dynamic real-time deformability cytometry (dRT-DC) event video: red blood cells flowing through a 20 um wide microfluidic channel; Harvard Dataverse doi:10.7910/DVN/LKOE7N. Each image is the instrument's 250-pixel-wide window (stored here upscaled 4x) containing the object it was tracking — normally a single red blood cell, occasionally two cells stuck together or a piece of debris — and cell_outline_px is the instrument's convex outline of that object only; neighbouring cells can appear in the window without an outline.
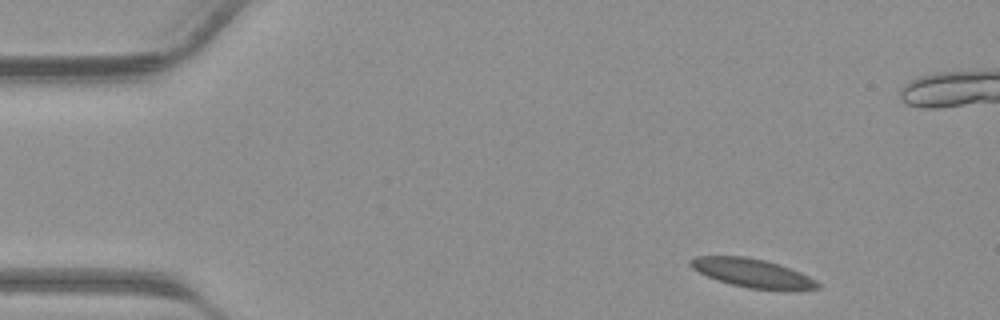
{"species": "common noctule bat (a hibernating species)", "species_latin": "Nyctalus noctula", "temperature_condition": "warm", "stored_images_in_passage": 39, "camera_frame_rate_fps": 3000, "um_per_image_px": 0.085, "animal": {"sex": "male", "body_mass_g": 23.1, "forearm_length_mm": 52.7}, "frame": {"image": 1, "passage_image": 1, "time_ms": 0.0, "image_size_px": [1000, 320], "cell_outline_px": [[820, 288], [748, 288], [716, 280], [692, 268], [688, 264], [688, 260], [696, 256], [744, 256], [764, 260], [800, 272], [816, 280], [820, 284]], "centroid_in_image_um": [63.85, 23.17], "position_along_channel_um": 21.2, "area_um2": 20.46}}
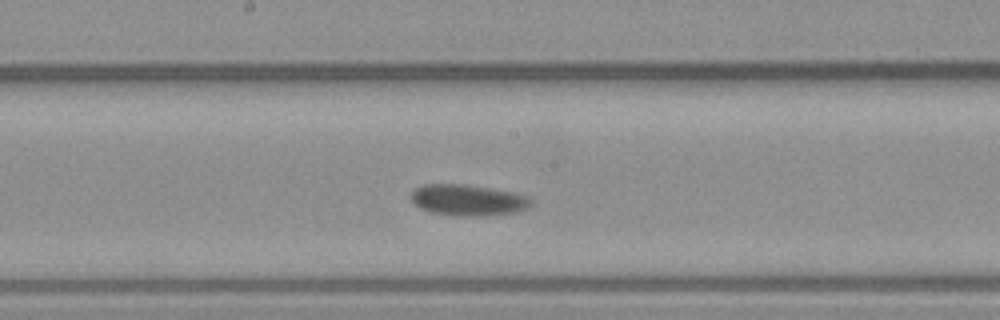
{"frame": {"image": 2, "passage_image": 18, "time_ms": 5.667, "image_size_px": [1000, 320], "cell_outline_px": [[532, 204], [528, 208], [516, 212], [484, 216], [452, 216], [432, 212], [420, 208], [412, 200], [412, 188], [424, 184], [464, 184], [488, 188], [528, 196], [532, 200]], "centroid_in_image_um": [39.76, 17.02], "position_along_channel_um": 208.4, "area_um2": 21.73}}
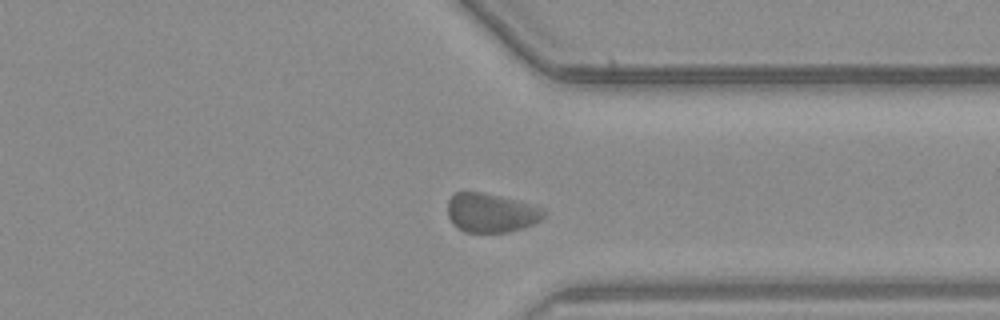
{"frame": {"image": 3, "passage_image": 28, "time_ms": 9.0, "image_size_px": [1000, 320], "cell_outline_px": [[548, 212], [540, 220], [524, 228], [508, 232], [464, 232], [456, 228], [452, 224], [448, 216], [448, 200], [456, 192], [484, 192], [532, 204], [544, 208]], "centroid_in_image_um": [41.75, 18.09], "position_along_channel_um": 369.7, "area_um2": 22.14}}